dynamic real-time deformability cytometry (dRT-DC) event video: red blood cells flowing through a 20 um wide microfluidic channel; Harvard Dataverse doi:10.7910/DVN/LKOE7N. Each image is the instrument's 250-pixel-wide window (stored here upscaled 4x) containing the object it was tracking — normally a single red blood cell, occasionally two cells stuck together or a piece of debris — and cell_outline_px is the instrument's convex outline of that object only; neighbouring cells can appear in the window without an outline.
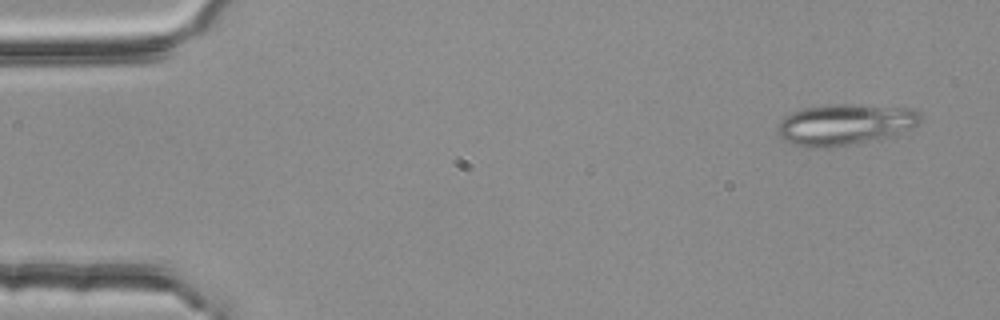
{"species": "common noctule bat (a hibernating species)", "species_latin": "Nyctalus noctula", "temperature_condition": "room temperature", "stored_images_in_passage": 5, "camera_frame_rate_fps": 3000, "um_per_image_px": 0.085, "animal": {"sex": "female", "body_mass_g": 25.1}, "frame": {"image": 1, "passage_image": 1, "time_ms": 0.0, "image_size_px": [1000, 320], "cell_outline_px": [[924, 116], [912, 128], [880, 140], [824, 148], [808, 148], [784, 140], [776, 132], [780, 120], [784, 116], [800, 108], [832, 104], [860, 104], [912, 108], [920, 112]], "centroid_in_image_um": [71.83, 10.57], "position_along_channel_um": 13.2, "area_um2": 34.74}}